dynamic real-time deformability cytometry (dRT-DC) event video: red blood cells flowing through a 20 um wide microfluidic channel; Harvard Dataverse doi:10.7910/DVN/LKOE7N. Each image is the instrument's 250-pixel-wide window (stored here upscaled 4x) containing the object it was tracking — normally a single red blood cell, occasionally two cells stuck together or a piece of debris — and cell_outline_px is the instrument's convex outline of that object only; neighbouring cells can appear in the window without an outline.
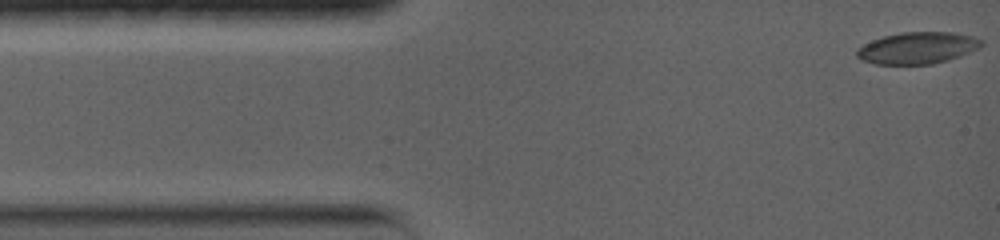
{"species": "common noctule bat (a hibernating species)", "species_latin": "Nyctalus noctula", "temperature_condition": "warm", "stored_images_in_passage": 45, "camera_frame_rate_fps": 5000, "um_per_image_px": 0.085, "animal": {"sex": "female", "body_mass_g": 19.0, "forearm_length_mm": 56.7}, "frame": {"image": 1, "passage_image": 1, "time_ms": 0.0, "image_size_px": [1000, 240], "cell_outline_px": [[984, 44], [980, 48], [960, 56], [948, 60], [932, 64], [872, 64], [860, 60], [856, 56], [856, 48], [872, 40], [884, 36], [900, 32], [952, 32], [972, 36], [984, 40]], "centroid_in_image_um": [77.98, 4.08], "position_along_channel_um": 7.0, "area_um2": 23.29}}
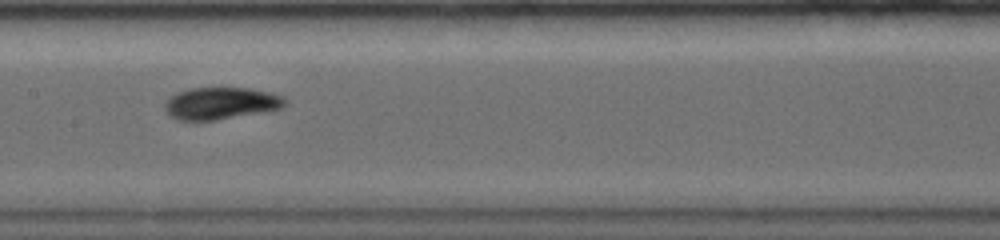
{"frame": {"image": 2, "passage_image": 19, "time_ms": 7.0, "image_size_px": [1000, 240], "cell_outline_px": [[288, 100], [280, 108], [216, 120], [176, 120], [164, 108], [164, 104], [168, 96], [176, 92], [188, 88], [248, 88], [268, 92], [284, 96]], "centroid_in_image_um": [18.72, 8.76], "position_along_channel_um": 188.7, "area_um2": 22.31}}
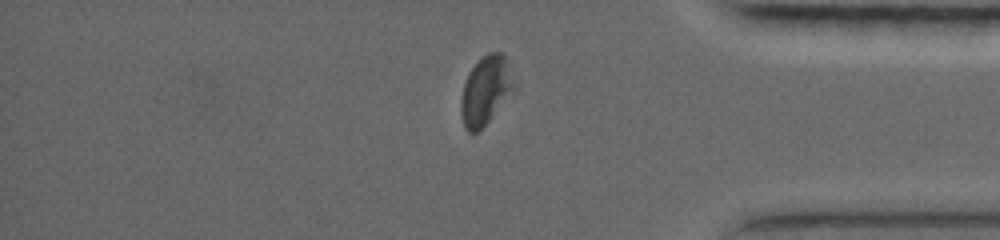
{"frame": {"image": 3, "passage_image": 40, "time_ms": 13.0, "image_size_px": [1000, 240], "cell_outline_px": [[516, 92], [476, 132], [468, 132], [464, 128], [460, 116], [460, 100], [464, 84], [472, 68], [488, 52], [504, 52], [516, 88]], "centroid_in_image_um": [41.3, 7.7], "position_along_channel_um": 393.9, "area_um2": 21.21}, "authors_computed_cell_mechanics": {"area_um2": 22.4264, "velocity_mm_per_s": 3.679, "shape_relaxation_time_tau1_ms": 3.0905, "shape_relaxation_time_tau2_ms": 4.7913, "deformation_change_tau1": 0.1224, "deformation_change_tau2": 0.0942}}